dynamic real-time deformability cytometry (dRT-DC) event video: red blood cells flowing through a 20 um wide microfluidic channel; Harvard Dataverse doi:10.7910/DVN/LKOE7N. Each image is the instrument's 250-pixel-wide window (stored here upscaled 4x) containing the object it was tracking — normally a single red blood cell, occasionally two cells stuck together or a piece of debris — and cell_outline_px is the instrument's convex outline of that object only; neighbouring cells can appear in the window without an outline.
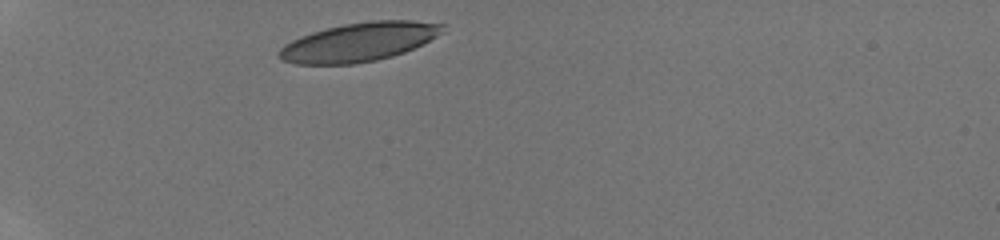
{"species": "human", "species_latin": "Homo sapiens", "temperature_condition": "room temperature", "stored_images_in_passage": 5, "camera_frame_rate_fps": 3000, "um_per_image_px": 0.085, "donor": {"sex": "male"}, "frame": {"image": 1, "passage_image": 1, "time_ms": 0.0, "image_size_px": [1000, 240], "cell_outline_px": [[444, 32], [404, 52], [392, 56], [376, 60], [356, 64], [296, 64], [280, 60], [276, 56], [276, 52], [284, 44], [300, 36], [312, 32], [344, 24], [372, 20], [412, 20], [444, 24]], "centroid_in_image_um": [30.46, 3.57], "position_along_channel_um": 54.5, "area_um2": 36.93}}
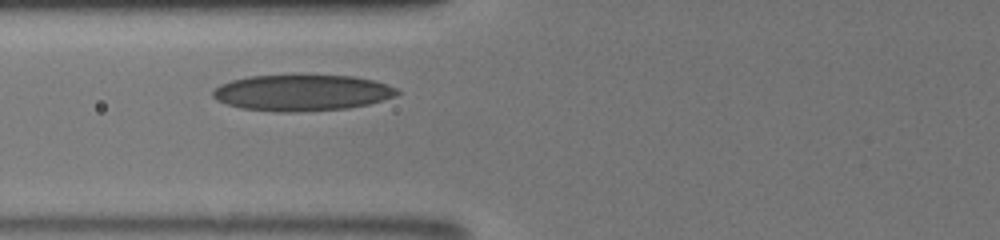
{"frame": {"image": 2, "passage_image": 4, "time_ms": 2.0, "image_size_px": [1000, 240], "cell_outline_px": [[400, 92], [396, 96], [368, 104], [348, 108], [288, 112], [280, 112], [240, 108], [216, 100], [212, 96], [212, 92], [220, 84], [232, 80], [248, 76], [352, 76], [372, 80], [396, 88]], "centroid_in_image_um": [25.64, 7.89], "position_along_channel_um": 100.2, "area_um2": 38.32}}